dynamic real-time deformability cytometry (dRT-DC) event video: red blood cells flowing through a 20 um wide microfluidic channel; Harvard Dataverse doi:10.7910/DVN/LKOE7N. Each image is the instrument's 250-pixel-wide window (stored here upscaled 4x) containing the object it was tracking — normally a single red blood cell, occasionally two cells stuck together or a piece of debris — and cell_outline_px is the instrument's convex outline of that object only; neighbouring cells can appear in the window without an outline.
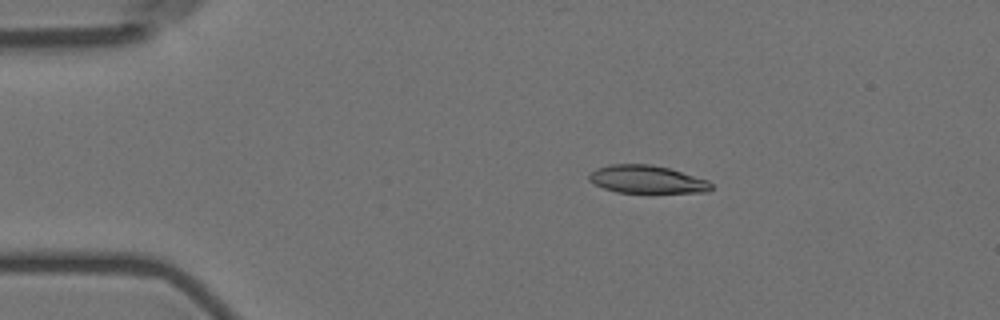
{"species": "Egyptian fruit bat (a non-hibernating species)", "species_latin": "Rousettus aegyptiacus", "temperature_condition": "room temperature", "stored_images_in_passage": 6, "camera_frame_rate_fps": 3000, "um_per_image_px": 0.085, "animal": {"sex": "female"}, "frame": {"image": 1, "passage_image": 3, "time_ms": 2.333, "image_size_px": [1000, 320], "cell_outline_px": [[712, 188], [708, 192], [616, 192], [604, 188], [588, 180], [588, 176], [596, 168], [608, 164], [652, 164], [668, 168], [708, 180], [712, 184]], "centroid_in_image_um": [54.97, 15.24], "position_along_channel_um": 30.0, "area_um2": 19.65}}
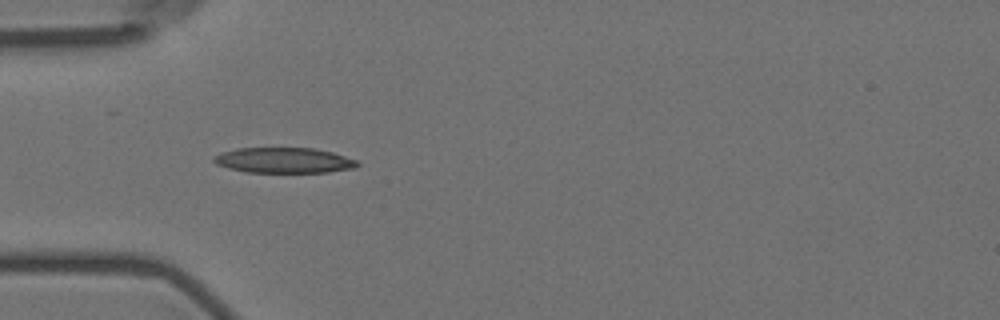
{"frame": {"image": 2, "passage_image": 5, "time_ms": 4.667, "image_size_px": [1000, 320], "cell_outline_px": [[360, 164], [356, 168], [328, 172], [244, 172], [228, 168], [216, 164], [212, 160], [212, 156], [220, 152], [236, 148], [312, 148], [332, 152], [356, 160]], "centroid_in_image_um": [24.09, 13.63], "position_along_channel_um": 60.9, "area_um2": 21.39}}
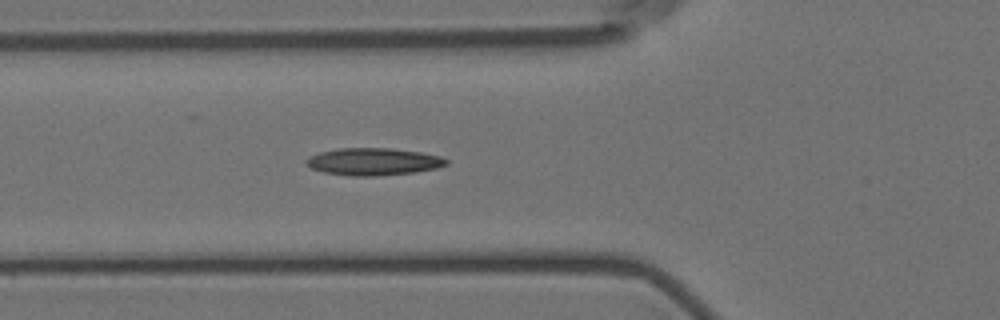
{"frame": {"image": 3, "passage_image": 6, "time_ms": 5.667, "image_size_px": [1000, 320], "cell_outline_px": [[448, 164], [436, 168], [416, 172], [376, 176], [352, 176], [324, 172], [312, 168], [304, 164], [304, 160], [308, 156], [320, 152], [336, 148], [388, 148], [420, 152], [440, 156], [448, 160]], "centroid_in_image_um": [31.7, 13.74], "position_along_channel_um": 94.1, "area_um2": 22.37}}